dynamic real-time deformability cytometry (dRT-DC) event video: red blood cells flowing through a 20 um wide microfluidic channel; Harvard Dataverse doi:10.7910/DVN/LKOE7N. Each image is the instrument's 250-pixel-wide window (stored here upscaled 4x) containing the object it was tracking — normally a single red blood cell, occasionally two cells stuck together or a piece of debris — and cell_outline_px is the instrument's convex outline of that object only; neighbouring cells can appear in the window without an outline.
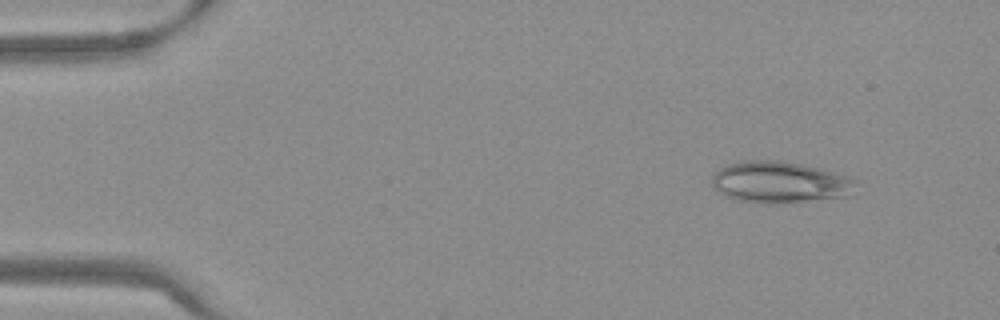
{"species": "Egyptian fruit bat (a non-hibernating species)", "species_latin": "Rousettus aegyptiacus", "temperature_condition": "warm", "stored_images_in_passage": 54, "camera_frame_rate_fps": 3000, "um_per_image_px": 0.085, "frame": {"image": 1, "passage_image": 6, "time_ms": 1.667, "image_size_px": [1000, 320], "cell_outline_px": [[856, 196], [800, 204], [756, 204], [724, 196], [712, 184], [712, 176], [720, 168], [728, 164], [744, 160], [776, 160], [804, 164], [852, 176], [856, 180]], "centroid_in_image_um": [66.43, 15.53], "position_along_channel_um": 18.6, "area_um2": 36.36}}
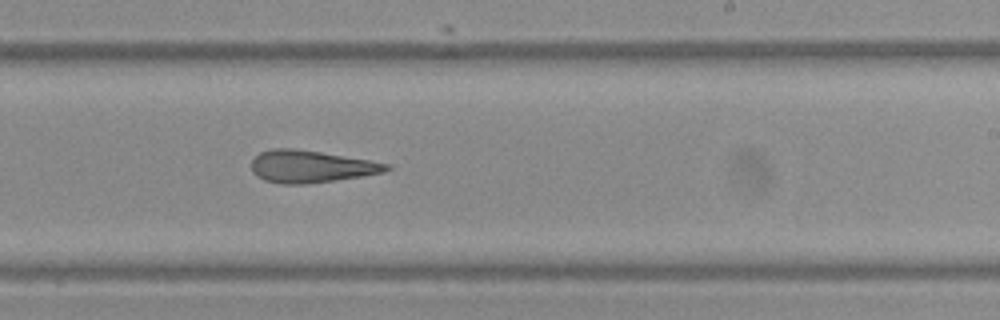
{"frame": {"image": 2, "passage_image": 33, "time_ms": 10.667, "image_size_px": [1000, 320], "cell_outline_px": [[392, 168], [384, 172], [364, 176], [336, 180], [304, 184], [280, 184], [264, 180], [256, 176], [252, 172], [252, 160], [260, 152], [272, 148], [296, 148], [392, 164]], "centroid_in_image_um": [26.42, 14.15], "position_along_channel_um": 262.6, "area_um2": 25.43}}
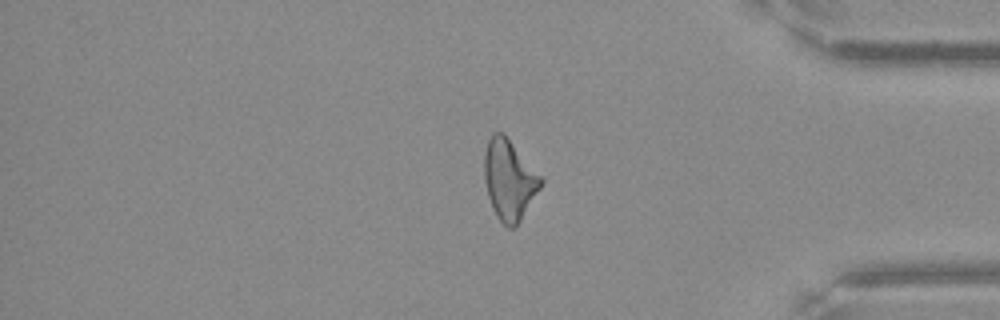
{"frame": {"image": 3, "passage_image": 45, "time_ms": 14.667, "image_size_px": [1000, 320], "cell_outline_px": [[544, 180], [540, 188], [516, 228], [508, 228], [496, 216], [492, 208], [488, 196], [484, 180], [484, 152], [488, 140], [496, 132], [504, 132]], "centroid_in_image_um": [43.27, 15.29], "position_along_channel_um": 391.9, "area_um2": 26.41}, "authors_computed_cell_mechanics": {"area_um2": 27.1371, "velocity_mm_per_s": 3.8071, "shape_relaxation_time_tau1_ms": null, "shape_relaxation_time_tau2_ms": 4.0426, "deformation_change_tau1": null, "deformation_change_tau2": 0.1609}}